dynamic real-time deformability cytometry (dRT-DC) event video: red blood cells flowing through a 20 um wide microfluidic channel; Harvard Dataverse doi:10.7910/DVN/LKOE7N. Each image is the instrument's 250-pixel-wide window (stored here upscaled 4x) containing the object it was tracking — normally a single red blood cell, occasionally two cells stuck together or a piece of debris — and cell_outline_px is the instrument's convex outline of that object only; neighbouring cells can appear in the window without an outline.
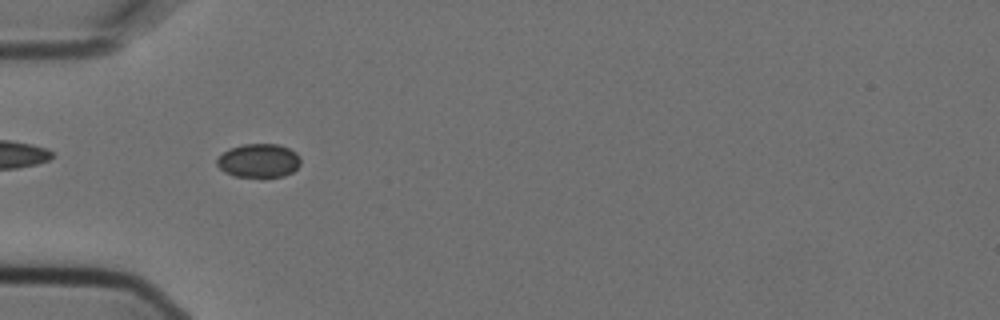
{"species": "Egyptian fruit bat (a non-hibernating species)", "species_latin": "Rousettus aegyptiacus", "temperature_condition": "cold", "stored_images_in_passage": 7, "camera_frame_rate_fps": 3000, "um_per_image_px": 0.085, "animal": {"sex": "female"}, "frame": {"image": 1, "passage_image": 1, "time_ms": 0.0, "image_size_px": [1000, 320], "cell_outline_px": [[300, 164], [292, 172], [284, 176], [264, 180], [260, 180], [232, 176], [224, 172], [216, 164], [216, 160], [224, 152], [232, 148], [244, 144], [280, 144], [296, 152], [300, 156]], "centroid_in_image_um": [22.01, 13.71], "position_along_channel_um": 63.0, "area_um2": 17.11}}
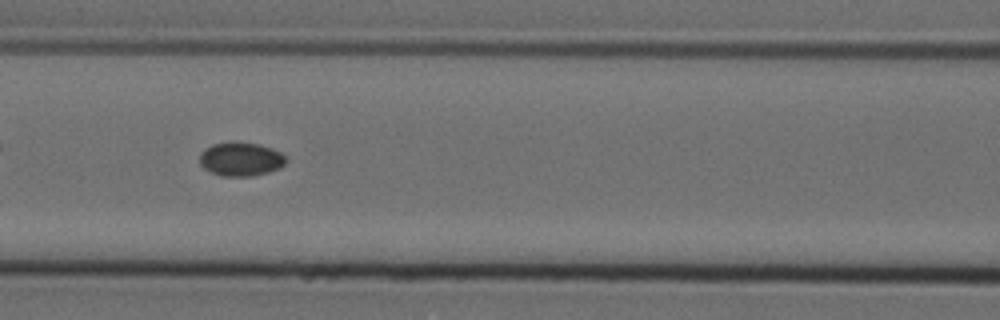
{"frame": {"image": 2, "passage_image": 3, "time_ms": 0.667, "image_size_px": [1000, 320], "cell_outline_px": [[288, 160], [280, 168], [268, 172], [252, 176], [220, 176], [204, 168], [200, 164], [200, 152], [204, 148], [212, 144], [232, 140], [236, 140], [260, 144], [272, 148], [288, 156]], "centroid_in_image_um": [20.48, 13.49], "position_along_channel_um": 146.1, "area_um2": 17.51}}
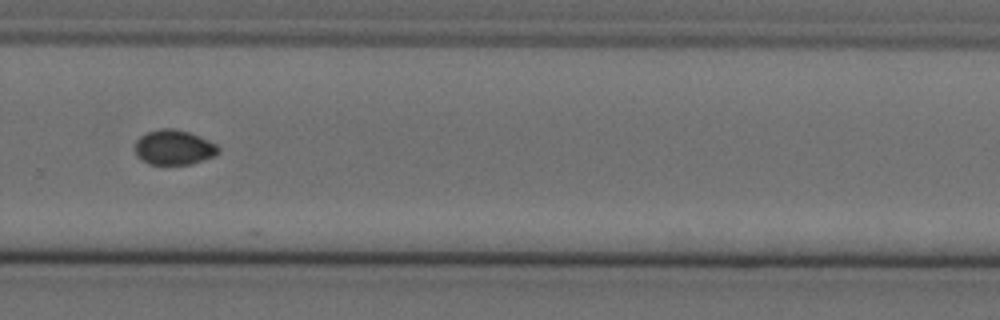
{"frame": {"image": 3, "passage_image": 7, "time_ms": 2.0, "image_size_px": [1000, 320], "cell_outline_px": [[220, 152], [204, 160], [192, 164], [148, 164], [140, 160], [136, 156], [136, 140], [140, 136], [148, 132], [160, 128], [172, 128], [188, 132], [208, 140], [216, 144], [220, 148]], "centroid_in_image_um": [14.77, 12.54], "position_along_channel_um": 315.0, "area_um2": 16.94}}